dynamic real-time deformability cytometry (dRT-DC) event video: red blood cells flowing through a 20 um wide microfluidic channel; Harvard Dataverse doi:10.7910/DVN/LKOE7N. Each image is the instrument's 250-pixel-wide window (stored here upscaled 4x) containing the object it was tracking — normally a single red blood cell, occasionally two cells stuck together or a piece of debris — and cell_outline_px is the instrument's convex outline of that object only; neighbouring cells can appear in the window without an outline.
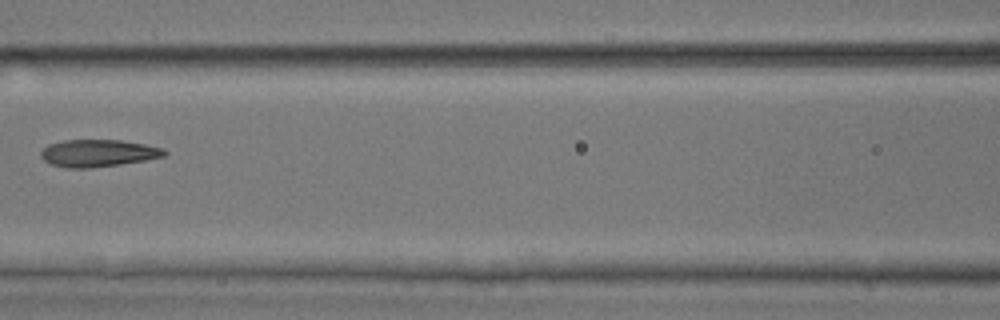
{"species": "common noctule bat (a hibernating species)", "species_latin": "Nyctalus noctula", "temperature_condition": "room temperature", "stored_images_in_passage": 7, "camera_frame_rate_fps": 3000, "um_per_image_px": 0.085, "animal": {"sex": "male", "body_mass_g": 17.9, "forearm_length_mm": 54.2}, "frame": {"image": 1, "passage_image": 6, "time_ms": 1.667, "image_size_px": [1000, 320], "cell_outline_px": [[168, 152], [164, 156], [144, 160], [120, 164], [92, 168], [68, 168], [52, 164], [44, 160], [40, 156], [40, 152], [48, 144], [64, 140], [120, 140], [144, 144], [160, 148]], "centroid_in_image_um": [8.3, 13.02], "position_along_channel_um": 158.3, "area_um2": 19.42}}
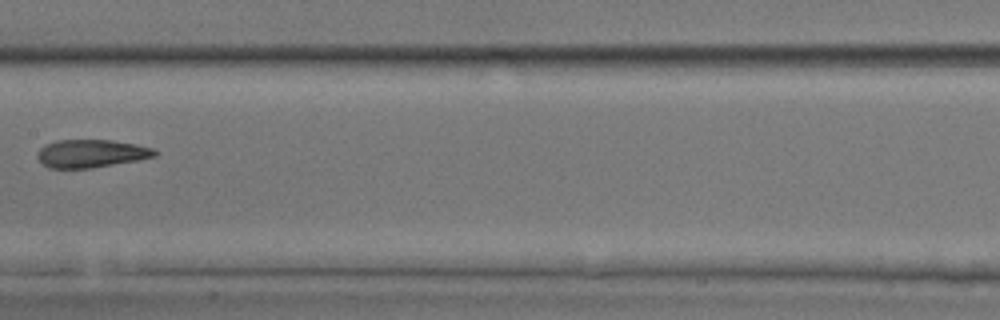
{"frame": {"image": 2, "passage_image": 7, "time_ms": 2.0, "image_size_px": [1000, 320], "cell_outline_px": [[160, 152], [156, 156], [136, 160], [92, 168], [48, 168], [36, 156], [40, 148], [44, 144], [56, 140], [112, 140], [136, 144], [152, 148]], "centroid_in_image_um": [7.75, 13.04], "position_along_channel_um": 199.7, "area_um2": 19.13}}